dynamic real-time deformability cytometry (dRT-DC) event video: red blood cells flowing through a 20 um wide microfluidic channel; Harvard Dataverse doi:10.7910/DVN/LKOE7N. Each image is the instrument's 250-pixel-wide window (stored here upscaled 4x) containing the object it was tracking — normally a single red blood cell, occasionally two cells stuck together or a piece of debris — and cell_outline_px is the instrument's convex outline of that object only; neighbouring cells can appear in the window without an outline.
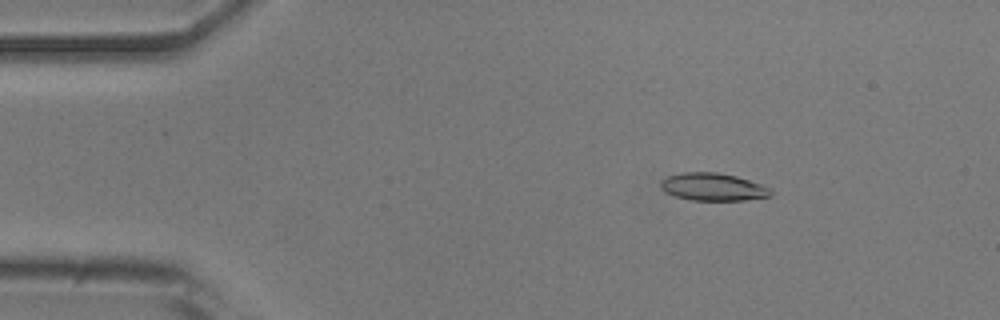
{"species": "common noctule bat (a hibernating species)", "species_latin": "Nyctalus noctula", "temperature_condition": "room temperature", "stored_images_in_passage": 52, "camera_frame_rate_fps": 3000, "um_per_image_px": 0.085, "animal": {"sex": "male", "body_mass_g": 20.5, "forearm_length_mm": 52.5}, "frame": {"image": 1, "passage_image": 8, "time_ms": 2.333, "image_size_px": [1000, 320], "cell_outline_px": [[772, 196], [744, 200], [692, 200], [676, 196], [664, 192], [660, 188], [660, 180], [668, 176], [684, 172], [716, 172], [736, 176], [772, 188]], "centroid_in_image_um": [60.6, 15.89], "position_along_channel_um": 24.4, "area_um2": 17.74}}
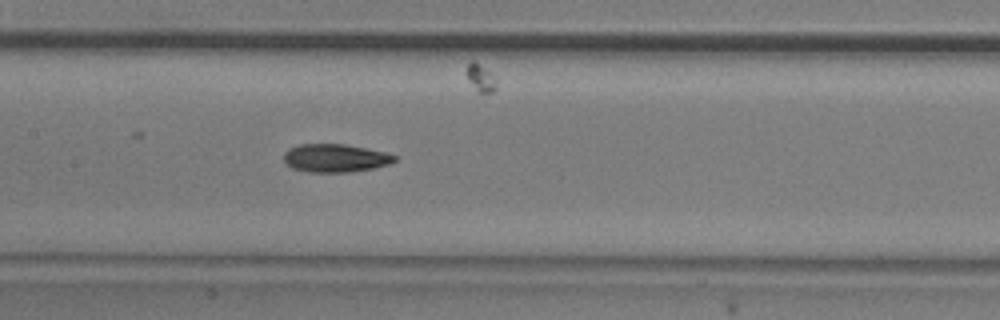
{"frame": {"image": 2, "passage_image": 25, "time_ms": 8.0, "image_size_px": [1000, 320], "cell_outline_px": [[396, 160], [388, 164], [372, 168], [348, 172], [308, 172], [292, 168], [284, 164], [284, 152], [288, 148], [300, 144], [344, 144], [384, 152], [396, 156]], "centroid_in_image_um": [28.43, 13.44], "position_along_channel_um": 179.0, "area_um2": 18.09}}
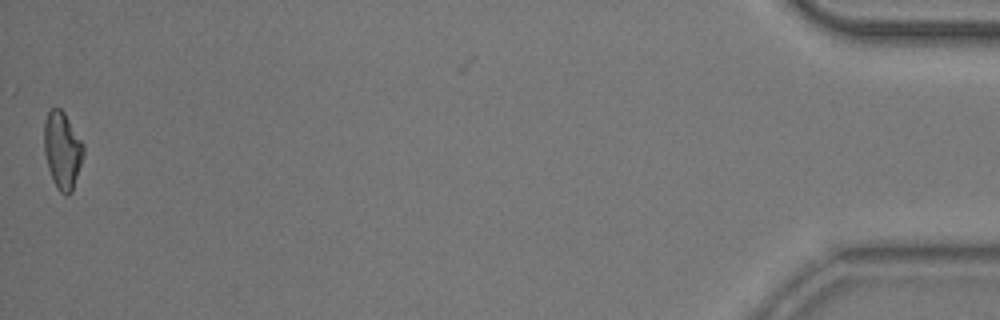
{"frame": {"image": 3, "passage_image": 52, "time_ms": 17.0, "image_size_px": [1000, 320], "cell_outline_px": [[84, 156], [72, 192], [68, 196], [60, 192], [56, 188], [48, 168], [44, 152], [44, 124], [48, 112], [52, 108], [60, 108], [64, 112], [84, 144]], "centroid_in_image_um": [5.31, 12.79], "position_along_channel_um": 429.9, "area_um2": 17.8}, "authors_computed_cell_mechanics": {"area_um2": 17.7446, "velocity_mm_per_s": 3.8744, "shape_relaxation_time_tau1_ms": 5.0605, "shape_relaxation_time_tau2_ms": 4.5618, "deformation_change_tau1": 0.1584, "deformation_change_tau2": 0.1296}}